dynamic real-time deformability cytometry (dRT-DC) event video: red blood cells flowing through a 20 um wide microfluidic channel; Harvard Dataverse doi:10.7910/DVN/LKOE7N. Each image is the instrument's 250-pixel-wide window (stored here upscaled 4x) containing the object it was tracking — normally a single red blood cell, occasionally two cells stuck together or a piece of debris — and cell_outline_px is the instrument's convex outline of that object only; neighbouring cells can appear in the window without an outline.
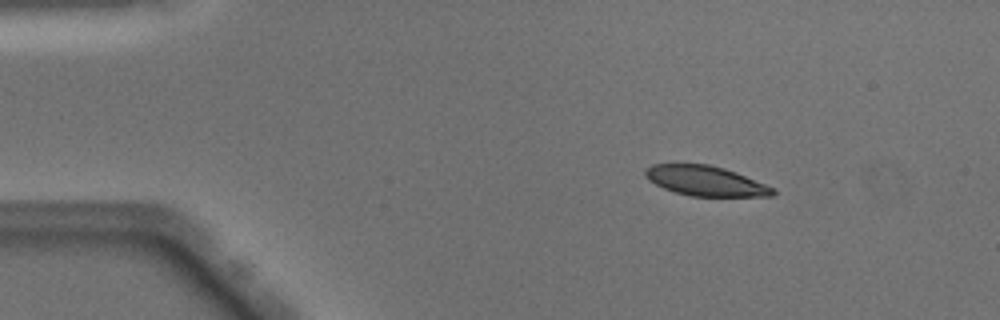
{"species": "Egyptian fruit bat (a non-hibernating species)", "species_latin": "Rousettus aegyptiacus", "temperature_condition": "warm", "stored_images_in_passage": 47, "camera_frame_rate_fps": 3000, "um_per_image_px": 0.085, "animal": {"sex": "male"}, "frame": {"image": 1, "passage_image": 5, "time_ms": 1.333, "image_size_px": [1000, 320], "cell_outline_px": [[776, 192], [772, 196], [692, 196], [676, 192], [664, 188], [648, 180], [644, 176], [644, 168], [652, 164], [708, 164], [724, 168], [736, 172], [776, 188]], "centroid_in_image_um": [59.97, 15.37], "position_along_channel_um": 25.0, "area_um2": 22.31}}
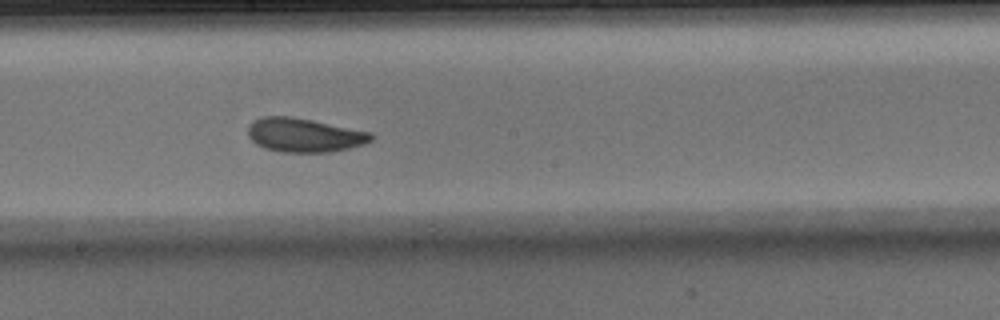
{"frame": {"image": 2, "passage_image": 25, "time_ms": 8.0, "image_size_px": [1000, 320], "cell_outline_px": [[376, 136], [372, 140], [364, 144], [348, 148], [328, 152], [284, 152], [264, 148], [256, 144], [248, 136], [248, 128], [252, 120], [264, 116], [292, 116], [372, 132]], "centroid_in_image_um": [25.87, 11.47], "position_along_channel_um": 222.3, "area_um2": 24.45}}
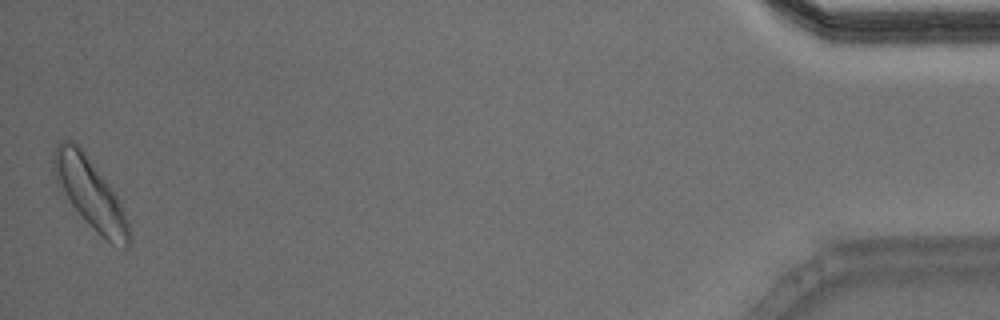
{"frame": {"image": 3, "passage_image": 47, "time_ms": 15.333, "image_size_px": [1000, 320], "cell_outline_px": [[132, 240], [128, 248], [124, 248], [112, 244], [104, 240], [84, 220], [68, 200], [56, 180], [52, 172], [52, 152], [56, 144], [60, 140], [72, 140], [84, 152], [108, 184], [116, 196], [128, 220]], "centroid_in_image_um": [7.66, 16.46], "position_along_channel_um": 427.5, "area_um2": 30.63}, "authors_computed_cell_mechanics": {"area_um2": 24.3338, "velocity_mm_per_s": 4.0189, "shape_relaxation_time_tau1_ms": 2.8913, "shape_relaxation_time_tau2_ms": 2.887, "deformation_change_tau1": 0.1067, "deformation_change_tau2": 0.0952}}